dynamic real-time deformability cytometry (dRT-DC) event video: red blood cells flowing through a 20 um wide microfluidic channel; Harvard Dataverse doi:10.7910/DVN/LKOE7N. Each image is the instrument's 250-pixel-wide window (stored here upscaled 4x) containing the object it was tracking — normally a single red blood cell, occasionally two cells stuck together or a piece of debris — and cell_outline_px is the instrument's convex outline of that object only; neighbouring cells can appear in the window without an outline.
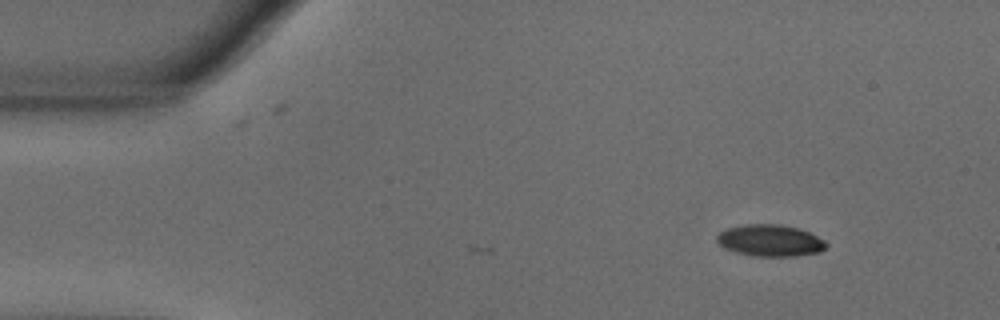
{"species": "common noctule bat (a hibernating species)", "species_latin": "Nyctalus noctula", "temperature_condition": "warm", "stored_images_in_passage": 4, "camera_frame_rate_fps": 3000, "um_per_image_px": 0.085, "animal": {"sex": "male", "body_mass_g": 18.8}, "frame": {"image": 1, "passage_image": 1, "time_ms": 0.0, "image_size_px": [1000, 320], "cell_outline_px": [[828, 244], [820, 252], [796, 256], [756, 256], [736, 252], [724, 248], [716, 240], [716, 236], [720, 232], [728, 228], [748, 224], [780, 224], [800, 228], [824, 240]], "centroid_in_image_um": [65.47, 20.44], "position_along_channel_um": 19.5, "area_um2": 20.11}}